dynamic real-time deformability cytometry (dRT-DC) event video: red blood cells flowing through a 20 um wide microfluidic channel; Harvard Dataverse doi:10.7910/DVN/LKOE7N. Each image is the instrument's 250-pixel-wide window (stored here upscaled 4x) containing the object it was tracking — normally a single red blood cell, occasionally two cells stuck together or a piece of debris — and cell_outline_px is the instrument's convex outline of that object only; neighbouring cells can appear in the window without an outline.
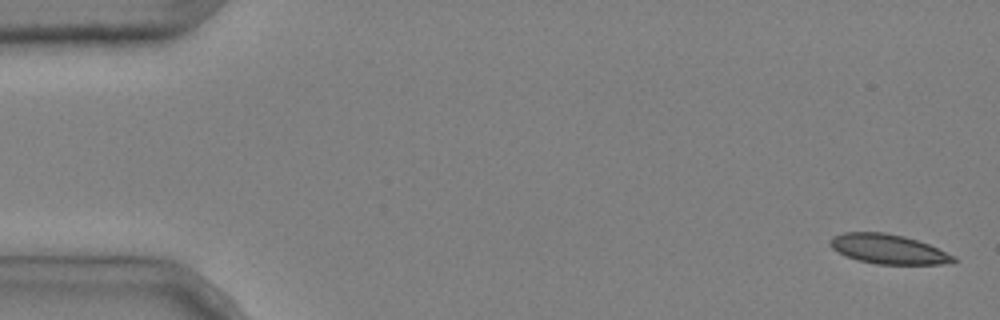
{"species": "common noctule bat (a hibernating species)", "species_latin": "Nyctalus noctula", "temperature_condition": "cold", "stored_images_in_passage": 4, "camera_frame_rate_fps": 3000, "um_per_image_px": 0.085, "animal": {"sex": "male", "body_mass_g": 20.4}, "frame": {"image": 1, "passage_image": 1, "time_ms": 0.0, "image_size_px": [1000, 320], "cell_outline_px": [[956, 260], [940, 264], [876, 264], [856, 260], [832, 248], [828, 244], [828, 240], [832, 236], [844, 232], [884, 232], [904, 236], [928, 244], [956, 256]], "centroid_in_image_um": [75.46, 21.16], "position_along_channel_um": 9.5, "area_um2": 21.15}}
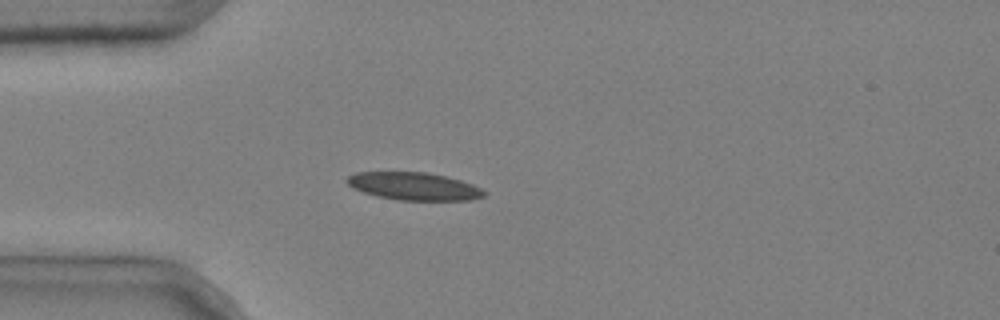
{"frame": {"image": 2, "passage_image": 4, "time_ms": 1.0, "image_size_px": [1000, 320], "cell_outline_px": [[488, 192], [484, 196], [472, 200], [396, 200], [376, 196], [352, 188], [344, 180], [348, 176], [356, 172], [424, 172], [444, 176], [460, 180], [472, 184]], "centroid_in_image_um": [35.17, 15.84], "position_along_channel_um": 49.8, "area_um2": 22.2}}